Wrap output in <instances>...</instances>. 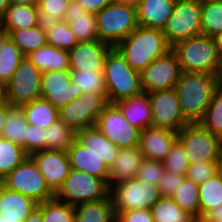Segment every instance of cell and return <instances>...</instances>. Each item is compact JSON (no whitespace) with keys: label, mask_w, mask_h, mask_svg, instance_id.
Instances as JSON below:
<instances>
[{"label":"cell","mask_w":222,"mask_h":222,"mask_svg":"<svg viewBox=\"0 0 222 222\" xmlns=\"http://www.w3.org/2000/svg\"><path fill=\"white\" fill-rule=\"evenodd\" d=\"M1 183L7 189L34 199L37 203L55 197L34 159L28 155Z\"/></svg>","instance_id":"cell-7"},{"label":"cell","mask_w":222,"mask_h":222,"mask_svg":"<svg viewBox=\"0 0 222 222\" xmlns=\"http://www.w3.org/2000/svg\"><path fill=\"white\" fill-rule=\"evenodd\" d=\"M10 5L9 0H0V20L4 17L6 10Z\"/></svg>","instance_id":"cell-59"},{"label":"cell","mask_w":222,"mask_h":222,"mask_svg":"<svg viewBox=\"0 0 222 222\" xmlns=\"http://www.w3.org/2000/svg\"><path fill=\"white\" fill-rule=\"evenodd\" d=\"M201 0H176L163 33L173 46L179 41L201 35Z\"/></svg>","instance_id":"cell-9"},{"label":"cell","mask_w":222,"mask_h":222,"mask_svg":"<svg viewBox=\"0 0 222 222\" xmlns=\"http://www.w3.org/2000/svg\"><path fill=\"white\" fill-rule=\"evenodd\" d=\"M116 222H154L150 210L137 209L120 212Z\"/></svg>","instance_id":"cell-50"},{"label":"cell","mask_w":222,"mask_h":222,"mask_svg":"<svg viewBox=\"0 0 222 222\" xmlns=\"http://www.w3.org/2000/svg\"><path fill=\"white\" fill-rule=\"evenodd\" d=\"M84 7L86 12L97 14L107 5L113 3V0H77Z\"/></svg>","instance_id":"cell-52"},{"label":"cell","mask_w":222,"mask_h":222,"mask_svg":"<svg viewBox=\"0 0 222 222\" xmlns=\"http://www.w3.org/2000/svg\"><path fill=\"white\" fill-rule=\"evenodd\" d=\"M28 133V123L22 107L11 106L8 109L1 137L20 145L25 151V137Z\"/></svg>","instance_id":"cell-31"},{"label":"cell","mask_w":222,"mask_h":222,"mask_svg":"<svg viewBox=\"0 0 222 222\" xmlns=\"http://www.w3.org/2000/svg\"><path fill=\"white\" fill-rule=\"evenodd\" d=\"M152 110V126L179 132L189 123L182 115L176 89L148 93Z\"/></svg>","instance_id":"cell-15"},{"label":"cell","mask_w":222,"mask_h":222,"mask_svg":"<svg viewBox=\"0 0 222 222\" xmlns=\"http://www.w3.org/2000/svg\"><path fill=\"white\" fill-rule=\"evenodd\" d=\"M191 222H198V218H194Z\"/></svg>","instance_id":"cell-67"},{"label":"cell","mask_w":222,"mask_h":222,"mask_svg":"<svg viewBox=\"0 0 222 222\" xmlns=\"http://www.w3.org/2000/svg\"><path fill=\"white\" fill-rule=\"evenodd\" d=\"M175 2L176 0H140L136 5L138 26L163 30Z\"/></svg>","instance_id":"cell-21"},{"label":"cell","mask_w":222,"mask_h":222,"mask_svg":"<svg viewBox=\"0 0 222 222\" xmlns=\"http://www.w3.org/2000/svg\"><path fill=\"white\" fill-rule=\"evenodd\" d=\"M71 169L90 174L108 183L109 168L95 153L88 151L76 140L67 150Z\"/></svg>","instance_id":"cell-25"},{"label":"cell","mask_w":222,"mask_h":222,"mask_svg":"<svg viewBox=\"0 0 222 222\" xmlns=\"http://www.w3.org/2000/svg\"><path fill=\"white\" fill-rule=\"evenodd\" d=\"M71 80L76 84L79 92L84 93H105L107 88L103 72H90L70 70Z\"/></svg>","instance_id":"cell-40"},{"label":"cell","mask_w":222,"mask_h":222,"mask_svg":"<svg viewBox=\"0 0 222 222\" xmlns=\"http://www.w3.org/2000/svg\"><path fill=\"white\" fill-rule=\"evenodd\" d=\"M218 173L217 161L191 163L185 177L200 185Z\"/></svg>","instance_id":"cell-46"},{"label":"cell","mask_w":222,"mask_h":222,"mask_svg":"<svg viewBox=\"0 0 222 222\" xmlns=\"http://www.w3.org/2000/svg\"><path fill=\"white\" fill-rule=\"evenodd\" d=\"M27 156L23 147L0 136V181L21 164Z\"/></svg>","instance_id":"cell-36"},{"label":"cell","mask_w":222,"mask_h":222,"mask_svg":"<svg viewBox=\"0 0 222 222\" xmlns=\"http://www.w3.org/2000/svg\"><path fill=\"white\" fill-rule=\"evenodd\" d=\"M70 0H39L38 9L63 20Z\"/></svg>","instance_id":"cell-49"},{"label":"cell","mask_w":222,"mask_h":222,"mask_svg":"<svg viewBox=\"0 0 222 222\" xmlns=\"http://www.w3.org/2000/svg\"><path fill=\"white\" fill-rule=\"evenodd\" d=\"M9 38L19 47L24 56L47 44L46 32L38 26L11 30Z\"/></svg>","instance_id":"cell-35"},{"label":"cell","mask_w":222,"mask_h":222,"mask_svg":"<svg viewBox=\"0 0 222 222\" xmlns=\"http://www.w3.org/2000/svg\"><path fill=\"white\" fill-rule=\"evenodd\" d=\"M221 86L220 77L207 73L182 72L175 89L182 115L189 124L199 123Z\"/></svg>","instance_id":"cell-1"},{"label":"cell","mask_w":222,"mask_h":222,"mask_svg":"<svg viewBox=\"0 0 222 222\" xmlns=\"http://www.w3.org/2000/svg\"><path fill=\"white\" fill-rule=\"evenodd\" d=\"M108 104L105 93H84L61 107L58 117L76 132L95 126L96 120Z\"/></svg>","instance_id":"cell-11"},{"label":"cell","mask_w":222,"mask_h":222,"mask_svg":"<svg viewBox=\"0 0 222 222\" xmlns=\"http://www.w3.org/2000/svg\"><path fill=\"white\" fill-rule=\"evenodd\" d=\"M213 38L215 40V44L218 48V51L222 57V31L218 33L217 35H215Z\"/></svg>","instance_id":"cell-60"},{"label":"cell","mask_w":222,"mask_h":222,"mask_svg":"<svg viewBox=\"0 0 222 222\" xmlns=\"http://www.w3.org/2000/svg\"><path fill=\"white\" fill-rule=\"evenodd\" d=\"M198 222H205L203 219L198 218Z\"/></svg>","instance_id":"cell-68"},{"label":"cell","mask_w":222,"mask_h":222,"mask_svg":"<svg viewBox=\"0 0 222 222\" xmlns=\"http://www.w3.org/2000/svg\"><path fill=\"white\" fill-rule=\"evenodd\" d=\"M24 57L19 47L8 37L0 51V81L7 84Z\"/></svg>","instance_id":"cell-38"},{"label":"cell","mask_w":222,"mask_h":222,"mask_svg":"<svg viewBox=\"0 0 222 222\" xmlns=\"http://www.w3.org/2000/svg\"><path fill=\"white\" fill-rule=\"evenodd\" d=\"M185 175H179L176 173H170L168 171L162 175V181L157 186L162 197H171L176 188L181 184Z\"/></svg>","instance_id":"cell-48"},{"label":"cell","mask_w":222,"mask_h":222,"mask_svg":"<svg viewBox=\"0 0 222 222\" xmlns=\"http://www.w3.org/2000/svg\"><path fill=\"white\" fill-rule=\"evenodd\" d=\"M203 220L205 222H222V205L212 210Z\"/></svg>","instance_id":"cell-53"},{"label":"cell","mask_w":222,"mask_h":222,"mask_svg":"<svg viewBox=\"0 0 222 222\" xmlns=\"http://www.w3.org/2000/svg\"><path fill=\"white\" fill-rule=\"evenodd\" d=\"M75 140V131L60 119L46 129V150L67 151Z\"/></svg>","instance_id":"cell-37"},{"label":"cell","mask_w":222,"mask_h":222,"mask_svg":"<svg viewBox=\"0 0 222 222\" xmlns=\"http://www.w3.org/2000/svg\"><path fill=\"white\" fill-rule=\"evenodd\" d=\"M150 212L154 222H191L194 219L171 197H161Z\"/></svg>","instance_id":"cell-34"},{"label":"cell","mask_w":222,"mask_h":222,"mask_svg":"<svg viewBox=\"0 0 222 222\" xmlns=\"http://www.w3.org/2000/svg\"><path fill=\"white\" fill-rule=\"evenodd\" d=\"M0 222H20L18 219H10L3 217V213H0Z\"/></svg>","instance_id":"cell-62"},{"label":"cell","mask_w":222,"mask_h":222,"mask_svg":"<svg viewBox=\"0 0 222 222\" xmlns=\"http://www.w3.org/2000/svg\"><path fill=\"white\" fill-rule=\"evenodd\" d=\"M76 84L71 80L70 70L46 71L41 76V97L58 110L81 96Z\"/></svg>","instance_id":"cell-16"},{"label":"cell","mask_w":222,"mask_h":222,"mask_svg":"<svg viewBox=\"0 0 222 222\" xmlns=\"http://www.w3.org/2000/svg\"><path fill=\"white\" fill-rule=\"evenodd\" d=\"M166 170L161 161L143 159L137 171L136 178L158 185L161 183L162 175Z\"/></svg>","instance_id":"cell-45"},{"label":"cell","mask_w":222,"mask_h":222,"mask_svg":"<svg viewBox=\"0 0 222 222\" xmlns=\"http://www.w3.org/2000/svg\"><path fill=\"white\" fill-rule=\"evenodd\" d=\"M171 198L193 218H200L198 185L184 178Z\"/></svg>","instance_id":"cell-33"},{"label":"cell","mask_w":222,"mask_h":222,"mask_svg":"<svg viewBox=\"0 0 222 222\" xmlns=\"http://www.w3.org/2000/svg\"><path fill=\"white\" fill-rule=\"evenodd\" d=\"M10 4H22L28 6H37L39 0H9Z\"/></svg>","instance_id":"cell-57"},{"label":"cell","mask_w":222,"mask_h":222,"mask_svg":"<svg viewBox=\"0 0 222 222\" xmlns=\"http://www.w3.org/2000/svg\"><path fill=\"white\" fill-rule=\"evenodd\" d=\"M74 222H116L111 196L75 205Z\"/></svg>","instance_id":"cell-28"},{"label":"cell","mask_w":222,"mask_h":222,"mask_svg":"<svg viewBox=\"0 0 222 222\" xmlns=\"http://www.w3.org/2000/svg\"><path fill=\"white\" fill-rule=\"evenodd\" d=\"M37 14L38 6L10 4L0 22L9 33L11 30L37 26Z\"/></svg>","instance_id":"cell-29"},{"label":"cell","mask_w":222,"mask_h":222,"mask_svg":"<svg viewBox=\"0 0 222 222\" xmlns=\"http://www.w3.org/2000/svg\"><path fill=\"white\" fill-rule=\"evenodd\" d=\"M181 73L178 58L171 49L165 55L155 59L140 73L143 92L173 89Z\"/></svg>","instance_id":"cell-14"},{"label":"cell","mask_w":222,"mask_h":222,"mask_svg":"<svg viewBox=\"0 0 222 222\" xmlns=\"http://www.w3.org/2000/svg\"><path fill=\"white\" fill-rule=\"evenodd\" d=\"M75 140L88 151L95 153L110 168L117 157L119 148L106 138L96 126L75 132Z\"/></svg>","instance_id":"cell-24"},{"label":"cell","mask_w":222,"mask_h":222,"mask_svg":"<svg viewBox=\"0 0 222 222\" xmlns=\"http://www.w3.org/2000/svg\"><path fill=\"white\" fill-rule=\"evenodd\" d=\"M110 195V187L105 180L85 172L70 169L63 185L55 193V197L71 205L82 202L106 199Z\"/></svg>","instance_id":"cell-8"},{"label":"cell","mask_w":222,"mask_h":222,"mask_svg":"<svg viewBox=\"0 0 222 222\" xmlns=\"http://www.w3.org/2000/svg\"><path fill=\"white\" fill-rule=\"evenodd\" d=\"M40 150H46V129L28 124L25 137V152L28 155Z\"/></svg>","instance_id":"cell-47"},{"label":"cell","mask_w":222,"mask_h":222,"mask_svg":"<svg viewBox=\"0 0 222 222\" xmlns=\"http://www.w3.org/2000/svg\"><path fill=\"white\" fill-rule=\"evenodd\" d=\"M182 72L207 73L220 77L222 57L213 37L198 35L172 46Z\"/></svg>","instance_id":"cell-3"},{"label":"cell","mask_w":222,"mask_h":222,"mask_svg":"<svg viewBox=\"0 0 222 222\" xmlns=\"http://www.w3.org/2000/svg\"><path fill=\"white\" fill-rule=\"evenodd\" d=\"M143 159L139 146L119 148L109 168L108 186L135 178Z\"/></svg>","instance_id":"cell-23"},{"label":"cell","mask_w":222,"mask_h":222,"mask_svg":"<svg viewBox=\"0 0 222 222\" xmlns=\"http://www.w3.org/2000/svg\"><path fill=\"white\" fill-rule=\"evenodd\" d=\"M222 0H201V3H221Z\"/></svg>","instance_id":"cell-64"},{"label":"cell","mask_w":222,"mask_h":222,"mask_svg":"<svg viewBox=\"0 0 222 222\" xmlns=\"http://www.w3.org/2000/svg\"><path fill=\"white\" fill-rule=\"evenodd\" d=\"M162 163L166 171L179 175H186L187 168L190 165L184 148L178 140L171 146L170 152Z\"/></svg>","instance_id":"cell-44"},{"label":"cell","mask_w":222,"mask_h":222,"mask_svg":"<svg viewBox=\"0 0 222 222\" xmlns=\"http://www.w3.org/2000/svg\"><path fill=\"white\" fill-rule=\"evenodd\" d=\"M9 103L7 97V84L0 81V104Z\"/></svg>","instance_id":"cell-56"},{"label":"cell","mask_w":222,"mask_h":222,"mask_svg":"<svg viewBox=\"0 0 222 222\" xmlns=\"http://www.w3.org/2000/svg\"><path fill=\"white\" fill-rule=\"evenodd\" d=\"M37 206L34 199L7 189L0 183V213L3 217L24 222Z\"/></svg>","instance_id":"cell-26"},{"label":"cell","mask_w":222,"mask_h":222,"mask_svg":"<svg viewBox=\"0 0 222 222\" xmlns=\"http://www.w3.org/2000/svg\"><path fill=\"white\" fill-rule=\"evenodd\" d=\"M116 48L127 63L142 72L158 57L172 49L161 29L138 26Z\"/></svg>","instance_id":"cell-2"},{"label":"cell","mask_w":222,"mask_h":222,"mask_svg":"<svg viewBox=\"0 0 222 222\" xmlns=\"http://www.w3.org/2000/svg\"><path fill=\"white\" fill-rule=\"evenodd\" d=\"M62 21L69 24L78 42L100 41L95 14L86 12L77 0L69 2Z\"/></svg>","instance_id":"cell-20"},{"label":"cell","mask_w":222,"mask_h":222,"mask_svg":"<svg viewBox=\"0 0 222 222\" xmlns=\"http://www.w3.org/2000/svg\"><path fill=\"white\" fill-rule=\"evenodd\" d=\"M222 31V2L202 3L201 35L214 37Z\"/></svg>","instance_id":"cell-42"},{"label":"cell","mask_w":222,"mask_h":222,"mask_svg":"<svg viewBox=\"0 0 222 222\" xmlns=\"http://www.w3.org/2000/svg\"><path fill=\"white\" fill-rule=\"evenodd\" d=\"M30 156L38 165L39 171L49 188L56 193L63 185L71 169L67 151L40 150Z\"/></svg>","instance_id":"cell-17"},{"label":"cell","mask_w":222,"mask_h":222,"mask_svg":"<svg viewBox=\"0 0 222 222\" xmlns=\"http://www.w3.org/2000/svg\"><path fill=\"white\" fill-rule=\"evenodd\" d=\"M61 21V18L52 16L47 12H42L38 9L37 26L43 31L47 32L48 30L53 29Z\"/></svg>","instance_id":"cell-51"},{"label":"cell","mask_w":222,"mask_h":222,"mask_svg":"<svg viewBox=\"0 0 222 222\" xmlns=\"http://www.w3.org/2000/svg\"><path fill=\"white\" fill-rule=\"evenodd\" d=\"M217 171L220 176H222V142L218 152V159H217Z\"/></svg>","instance_id":"cell-61"},{"label":"cell","mask_w":222,"mask_h":222,"mask_svg":"<svg viewBox=\"0 0 222 222\" xmlns=\"http://www.w3.org/2000/svg\"><path fill=\"white\" fill-rule=\"evenodd\" d=\"M220 81H221V86H222V70H221V74H220Z\"/></svg>","instance_id":"cell-66"},{"label":"cell","mask_w":222,"mask_h":222,"mask_svg":"<svg viewBox=\"0 0 222 222\" xmlns=\"http://www.w3.org/2000/svg\"><path fill=\"white\" fill-rule=\"evenodd\" d=\"M131 126L140 131L152 126V110L148 92L113 103Z\"/></svg>","instance_id":"cell-22"},{"label":"cell","mask_w":222,"mask_h":222,"mask_svg":"<svg viewBox=\"0 0 222 222\" xmlns=\"http://www.w3.org/2000/svg\"><path fill=\"white\" fill-rule=\"evenodd\" d=\"M113 46L101 42H78L69 53L70 70L103 72L106 57Z\"/></svg>","instance_id":"cell-18"},{"label":"cell","mask_w":222,"mask_h":222,"mask_svg":"<svg viewBox=\"0 0 222 222\" xmlns=\"http://www.w3.org/2000/svg\"><path fill=\"white\" fill-rule=\"evenodd\" d=\"M30 125H36L47 129L58 117V109L44 98H39L31 103L21 106Z\"/></svg>","instance_id":"cell-30"},{"label":"cell","mask_w":222,"mask_h":222,"mask_svg":"<svg viewBox=\"0 0 222 222\" xmlns=\"http://www.w3.org/2000/svg\"><path fill=\"white\" fill-rule=\"evenodd\" d=\"M47 44L66 51L72 50L78 41L66 21H61L46 32Z\"/></svg>","instance_id":"cell-43"},{"label":"cell","mask_w":222,"mask_h":222,"mask_svg":"<svg viewBox=\"0 0 222 222\" xmlns=\"http://www.w3.org/2000/svg\"><path fill=\"white\" fill-rule=\"evenodd\" d=\"M140 0H134V5L136 6Z\"/></svg>","instance_id":"cell-65"},{"label":"cell","mask_w":222,"mask_h":222,"mask_svg":"<svg viewBox=\"0 0 222 222\" xmlns=\"http://www.w3.org/2000/svg\"><path fill=\"white\" fill-rule=\"evenodd\" d=\"M178 132L168 128L147 127L140 132L139 148L145 159L163 161L177 140Z\"/></svg>","instance_id":"cell-19"},{"label":"cell","mask_w":222,"mask_h":222,"mask_svg":"<svg viewBox=\"0 0 222 222\" xmlns=\"http://www.w3.org/2000/svg\"><path fill=\"white\" fill-rule=\"evenodd\" d=\"M41 76L42 72L25 56L7 83V97L11 106L21 107L41 98Z\"/></svg>","instance_id":"cell-12"},{"label":"cell","mask_w":222,"mask_h":222,"mask_svg":"<svg viewBox=\"0 0 222 222\" xmlns=\"http://www.w3.org/2000/svg\"><path fill=\"white\" fill-rule=\"evenodd\" d=\"M95 16L99 40L113 47L138 27L136 6L132 4L113 2Z\"/></svg>","instance_id":"cell-5"},{"label":"cell","mask_w":222,"mask_h":222,"mask_svg":"<svg viewBox=\"0 0 222 222\" xmlns=\"http://www.w3.org/2000/svg\"><path fill=\"white\" fill-rule=\"evenodd\" d=\"M95 126L118 148L139 146L140 130L130 125L114 104H108Z\"/></svg>","instance_id":"cell-13"},{"label":"cell","mask_w":222,"mask_h":222,"mask_svg":"<svg viewBox=\"0 0 222 222\" xmlns=\"http://www.w3.org/2000/svg\"><path fill=\"white\" fill-rule=\"evenodd\" d=\"M110 196L115 216L123 211L137 209L150 210L162 197L157 185L136 177L110 187Z\"/></svg>","instance_id":"cell-6"},{"label":"cell","mask_w":222,"mask_h":222,"mask_svg":"<svg viewBox=\"0 0 222 222\" xmlns=\"http://www.w3.org/2000/svg\"><path fill=\"white\" fill-rule=\"evenodd\" d=\"M189 163L213 162L218 159L222 139L199 123L188 124L177 135Z\"/></svg>","instance_id":"cell-10"},{"label":"cell","mask_w":222,"mask_h":222,"mask_svg":"<svg viewBox=\"0 0 222 222\" xmlns=\"http://www.w3.org/2000/svg\"><path fill=\"white\" fill-rule=\"evenodd\" d=\"M200 219H204L212 210L222 205V176L218 173L198 185Z\"/></svg>","instance_id":"cell-32"},{"label":"cell","mask_w":222,"mask_h":222,"mask_svg":"<svg viewBox=\"0 0 222 222\" xmlns=\"http://www.w3.org/2000/svg\"><path fill=\"white\" fill-rule=\"evenodd\" d=\"M11 107L10 103L0 104V136L2 134L5 119L7 116L8 109Z\"/></svg>","instance_id":"cell-55"},{"label":"cell","mask_w":222,"mask_h":222,"mask_svg":"<svg viewBox=\"0 0 222 222\" xmlns=\"http://www.w3.org/2000/svg\"><path fill=\"white\" fill-rule=\"evenodd\" d=\"M42 210L43 222H74L75 206L56 197L38 203Z\"/></svg>","instance_id":"cell-39"},{"label":"cell","mask_w":222,"mask_h":222,"mask_svg":"<svg viewBox=\"0 0 222 222\" xmlns=\"http://www.w3.org/2000/svg\"><path fill=\"white\" fill-rule=\"evenodd\" d=\"M103 73L110 104L143 92L140 72L127 63L116 47L109 51Z\"/></svg>","instance_id":"cell-4"},{"label":"cell","mask_w":222,"mask_h":222,"mask_svg":"<svg viewBox=\"0 0 222 222\" xmlns=\"http://www.w3.org/2000/svg\"><path fill=\"white\" fill-rule=\"evenodd\" d=\"M8 37H9V33L2 27V24L0 22V51Z\"/></svg>","instance_id":"cell-58"},{"label":"cell","mask_w":222,"mask_h":222,"mask_svg":"<svg viewBox=\"0 0 222 222\" xmlns=\"http://www.w3.org/2000/svg\"><path fill=\"white\" fill-rule=\"evenodd\" d=\"M26 58L42 73L70 70L68 51L49 44L29 53Z\"/></svg>","instance_id":"cell-27"},{"label":"cell","mask_w":222,"mask_h":222,"mask_svg":"<svg viewBox=\"0 0 222 222\" xmlns=\"http://www.w3.org/2000/svg\"><path fill=\"white\" fill-rule=\"evenodd\" d=\"M24 222H43L42 210L37 206Z\"/></svg>","instance_id":"cell-54"},{"label":"cell","mask_w":222,"mask_h":222,"mask_svg":"<svg viewBox=\"0 0 222 222\" xmlns=\"http://www.w3.org/2000/svg\"><path fill=\"white\" fill-rule=\"evenodd\" d=\"M199 124L222 139V86L213 94L211 102Z\"/></svg>","instance_id":"cell-41"},{"label":"cell","mask_w":222,"mask_h":222,"mask_svg":"<svg viewBox=\"0 0 222 222\" xmlns=\"http://www.w3.org/2000/svg\"><path fill=\"white\" fill-rule=\"evenodd\" d=\"M116 3L132 4L134 5V0H113Z\"/></svg>","instance_id":"cell-63"}]
</instances>
